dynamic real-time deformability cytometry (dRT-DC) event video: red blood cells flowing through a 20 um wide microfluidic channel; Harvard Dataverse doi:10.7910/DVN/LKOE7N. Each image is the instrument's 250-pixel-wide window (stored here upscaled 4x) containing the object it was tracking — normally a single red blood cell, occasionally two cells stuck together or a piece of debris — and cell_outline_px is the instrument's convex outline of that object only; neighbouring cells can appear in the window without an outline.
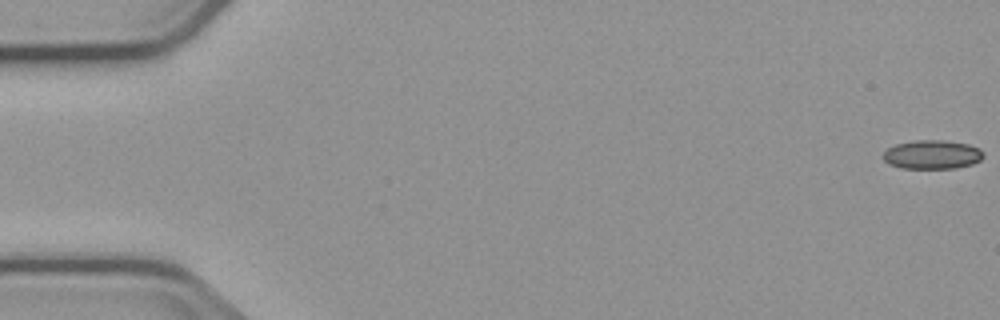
{"species": "common noctule bat (a hibernating species)", "species_latin": "Nyctalus noctula", "temperature_condition": "cold", "stored_images_in_passage": 9, "camera_frame_rate_fps": 3000, "um_per_image_px": 0.085, "animal": {"sex": "male", "body_mass_g": 23.1, "forearm_length_mm": 52.7}, "frame": {"image": 1, "passage_image": 1, "time_ms": 0.0, "image_size_px": [1000, 320], "cell_outline_px": [[984, 156], [980, 160], [972, 164], [956, 168], [900, 168], [888, 164], [880, 156], [888, 148], [896, 144], [916, 140], [944, 140], [968, 144], [980, 148], [984, 152]], "centroid_in_image_um": [79.23, 13.14], "position_along_channel_um": 5.8, "area_um2": 17.05}}
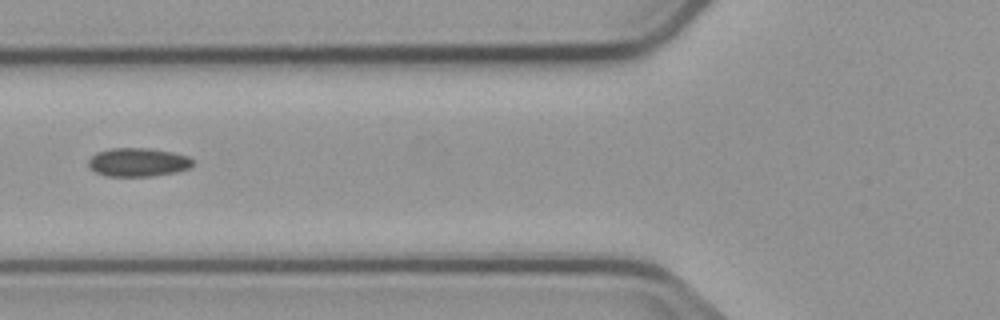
{"frame": {"image": 2, "passage_image": 6, "time_ms": 7.0, "image_size_px": [1000, 320], "cell_outline_px": [[192, 164], [188, 168], [176, 172], [152, 176], [108, 176], [96, 172], [88, 164], [88, 160], [96, 152], [108, 148], [152, 148], [172, 152], [188, 156], [192, 160]], "centroid_in_image_um": [11.72, 13.78], "position_along_channel_um": 114.1, "area_um2": 17.34}}
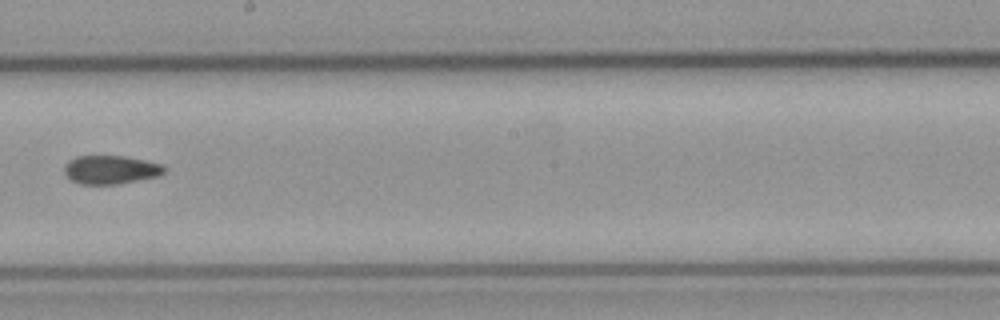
{"frame": {"image": 3, "passage_image": 9, "time_ms": 10.333, "image_size_px": [1000, 320], "cell_outline_px": [[164, 172], [156, 176], [116, 184], [80, 184], [72, 180], [64, 172], [64, 168], [68, 160], [76, 156], [124, 156], [144, 160], [160, 164], [164, 168]], "centroid_in_image_um": [9.35, 14.42], "position_along_channel_um": 238.9, "area_um2": 16.3}}